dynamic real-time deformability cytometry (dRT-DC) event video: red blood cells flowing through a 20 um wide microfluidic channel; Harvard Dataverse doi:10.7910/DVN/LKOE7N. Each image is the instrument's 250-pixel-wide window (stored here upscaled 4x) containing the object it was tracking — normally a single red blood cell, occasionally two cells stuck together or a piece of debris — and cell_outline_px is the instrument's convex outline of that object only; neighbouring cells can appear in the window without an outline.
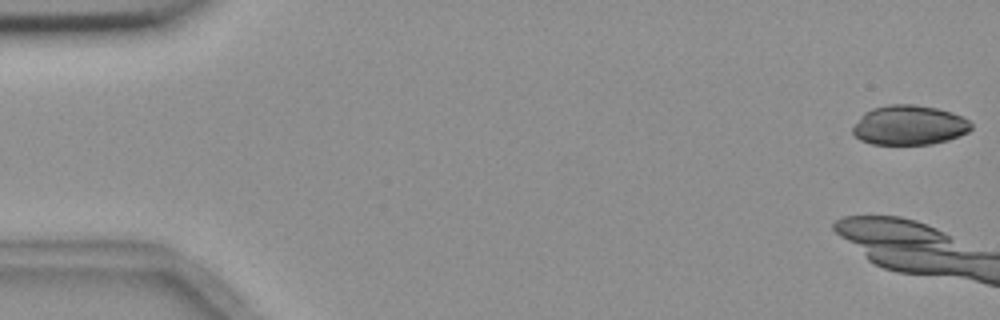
{"species": "common noctule bat (a hibernating species)", "species_latin": "Nyctalus noctula", "temperature_condition": "room temperature", "stored_images_in_passage": 18, "camera_frame_rate_fps": 3000, "um_per_image_px": 0.085, "animal": {"sex": "female", "body_mass_g": 18.4}, "frame": {"image": 1, "passage_image": 1, "time_ms": 0.0, "image_size_px": [1000, 320], "cell_outline_px": [[972, 128], [968, 132], [960, 136], [948, 140], [932, 144], [872, 144], [860, 140], [852, 132], [852, 128], [860, 116], [864, 112], [872, 108], [888, 104], [916, 104], [936, 108], [952, 112], [968, 120], [972, 124]], "centroid_in_image_um": [77.28, 10.63], "position_along_channel_um": 7.7, "area_um2": 27.51}, "authors_computed_cell_mechanics": {"area_um2": 19.8254, "velocity_mm_per_s": 3.6528, "shape_relaxation_time_tau1_ms": 4.7737, "shape_relaxation_time_tau2_ms": 0.5782, "deformation_change_tau1": 0.0812, "deformation_change_tau2": 0.0153}}